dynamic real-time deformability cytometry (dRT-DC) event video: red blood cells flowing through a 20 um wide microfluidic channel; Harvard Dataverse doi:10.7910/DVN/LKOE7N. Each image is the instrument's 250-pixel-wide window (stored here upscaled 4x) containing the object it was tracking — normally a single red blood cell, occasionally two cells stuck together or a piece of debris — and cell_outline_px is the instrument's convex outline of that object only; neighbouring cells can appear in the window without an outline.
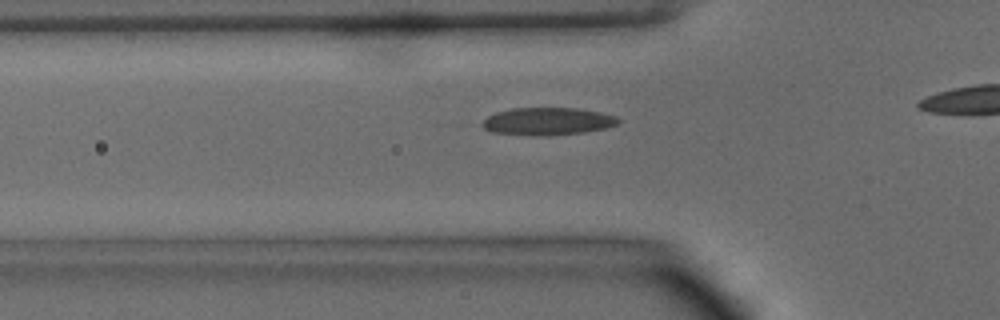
{"species": "common noctule bat (a hibernating species)", "species_latin": "Nyctalus noctula", "temperature_condition": "warm", "stored_images_in_passage": 14, "camera_frame_rate_fps": 3000, "um_per_image_px": 0.085, "animal": {"sex": "male", "body_mass_g": 15.6}, "frame": {"image": 1, "passage_image": 3, "time_ms": 0.667, "image_size_px": [1000, 320], "cell_outline_px": [[620, 120], [616, 124], [608, 128], [584, 132], [548, 136], [532, 136], [492, 132], [484, 128], [484, 120], [488, 116], [496, 112], [512, 108], [576, 108], [600, 112], [616, 116]], "centroid_in_image_um": [46.57, 10.32], "position_along_channel_um": 79.2, "area_um2": 21.85}}